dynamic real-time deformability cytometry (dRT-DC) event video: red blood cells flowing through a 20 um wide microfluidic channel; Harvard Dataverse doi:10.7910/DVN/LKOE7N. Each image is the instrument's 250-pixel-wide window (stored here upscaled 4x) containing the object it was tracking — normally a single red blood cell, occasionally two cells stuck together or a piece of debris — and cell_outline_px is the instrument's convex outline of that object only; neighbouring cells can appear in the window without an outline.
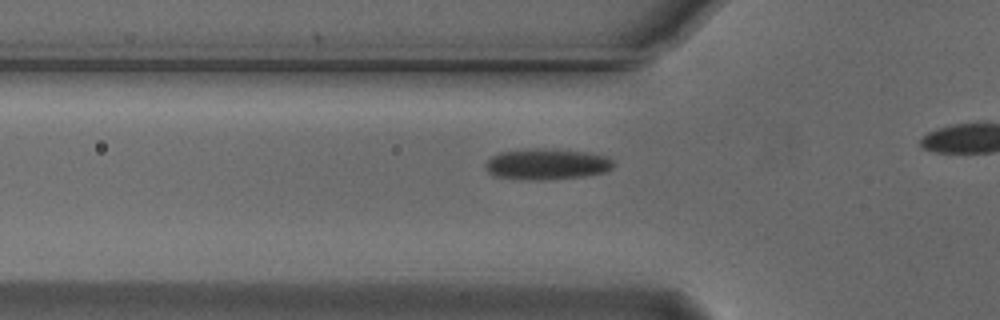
{"species": "Egyptian fruit bat (a non-hibernating species)", "species_latin": "Rousettus aegyptiacus", "temperature_condition": "cold", "stored_images_in_passage": 23, "camera_frame_rate_fps": 3000, "um_per_image_px": 0.085, "animal": {"sex": "male"}, "frame": {"image": 1, "passage_image": 14, "time_ms": 4.333, "image_size_px": [1000, 320], "cell_outline_px": [[616, 164], [612, 168], [604, 172], [584, 176], [540, 180], [492, 176], [484, 168], [484, 164], [492, 156], [500, 152], [540, 148], [588, 152], [604, 156], [612, 160]], "centroid_in_image_um": [46.46, 13.95], "position_along_channel_um": 79.3, "area_um2": 22.89}}
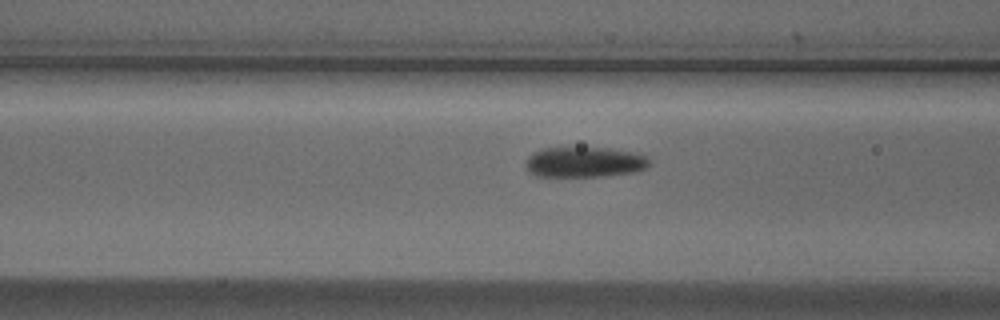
{"frame": {"image": 2, "passage_image": 17, "time_ms": 5.333, "image_size_px": [1000, 320], "cell_outline_px": [[652, 164], [636, 172], [604, 176], [536, 176], [528, 172], [524, 160], [528, 156], [540, 148], [608, 148], [636, 152], [648, 156], [652, 160]], "centroid_in_image_um": [49.71, 13.77], "position_along_channel_um": 116.9, "area_um2": 22.25}}
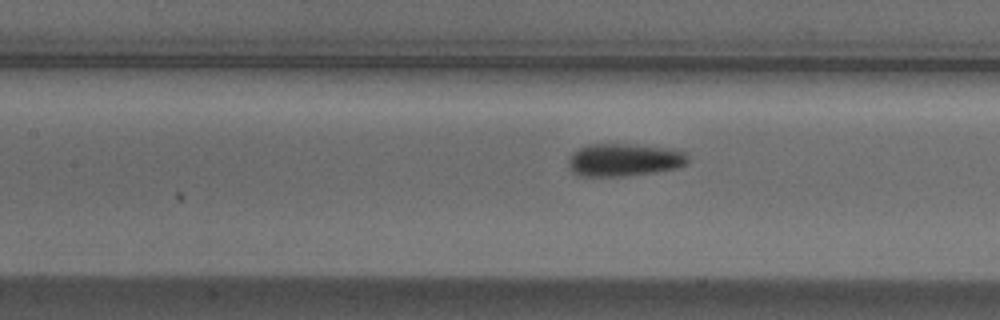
{"frame": {"image": 3, "passage_image": 20, "time_ms": 6.333, "image_size_px": [1000, 320], "cell_outline_px": [[688, 164], [680, 168], [656, 172], [624, 176], [576, 176], [568, 168], [568, 160], [572, 152], [588, 144], [632, 144], [672, 148], [684, 152], [688, 156]], "centroid_in_image_um": [53.06, 13.59], "position_along_channel_um": 154.3, "area_um2": 23.24}}